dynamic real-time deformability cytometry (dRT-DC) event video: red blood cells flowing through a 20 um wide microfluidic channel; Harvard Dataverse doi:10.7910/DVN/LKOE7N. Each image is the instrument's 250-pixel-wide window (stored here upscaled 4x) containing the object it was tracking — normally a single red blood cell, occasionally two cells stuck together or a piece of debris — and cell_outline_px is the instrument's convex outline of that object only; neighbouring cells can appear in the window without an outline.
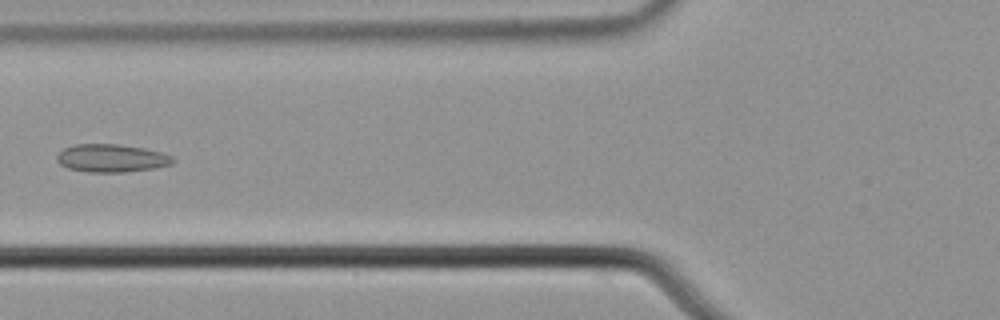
{"species": "common noctule bat (a hibernating species)", "species_latin": "Nyctalus noctula", "temperature_condition": "cold", "stored_images_in_passage": 7, "camera_frame_rate_fps": 3000, "um_per_image_px": 0.085, "animal": {"sex": "male", "body_mass_g": 21.5, "forearm_length_mm": 52.0}, "frame": {"image": 1, "passage_image": 5, "time_ms": 1.333, "image_size_px": [1000, 320], "cell_outline_px": [[176, 160], [172, 164], [156, 168], [124, 172], [88, 172], [68, 168], [60, 164], [56, 160], [56, 156], [64, 148], [76, 144], [120, 144], [144, 148], [160, 152], [172, 156]], "centroid_in_image_um": [9.49, 13.44], "position_along_channel_um": 116.3, "area_um2": 18.96}}
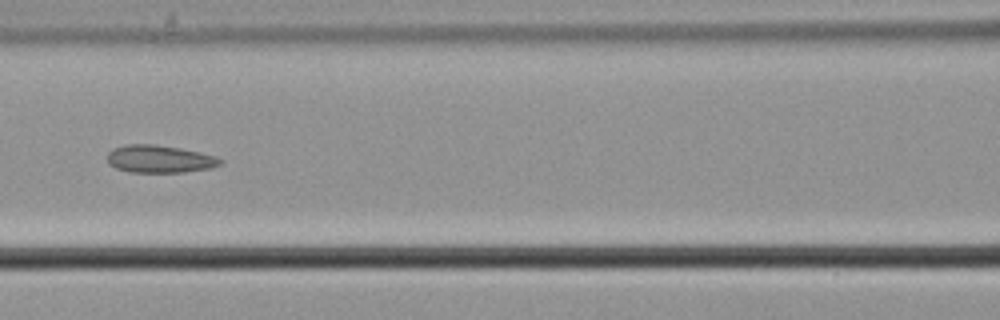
{"frame": {"image": 2, "passage_image": 6, "time_ms": 1.667, "image_size_px": [1000, 320], "cell_outline_px": [[224, 160], [220, 164], [212, 168], [184, 172], [128, 172], [116, 168], [108, 164], [108, 152], [112, 148], [124, 144], [152, 144], [180, 148], [200, 152], [216, 156]], "centroid_in_image_um": [13.55, 13.51], "position_along_channel_um": 153.0, "area_um2": 18.32}}
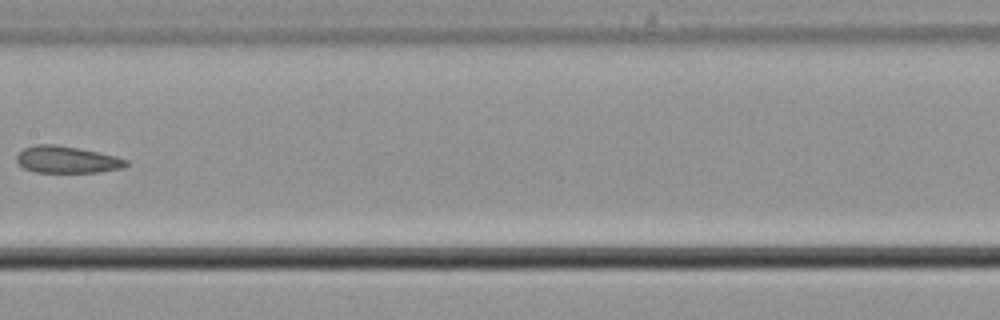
{"frame": {"image": 3, "passage_image": 7, "time_ms": 2.0, "image_size_px": [1000, 320], "cell_outline_px": [[128, 164], [124, 168], [100, 172], [36, 172], [24, 168], [16, 160], [16, 156], [24, 148], [36, 144], [56, 144], [80, 148], [116, 156], [128, 160]], "centroid_in_image_um": [5.71, 13.56], "position_along_channel_um": 201.7, "area_um2": 17.22}}